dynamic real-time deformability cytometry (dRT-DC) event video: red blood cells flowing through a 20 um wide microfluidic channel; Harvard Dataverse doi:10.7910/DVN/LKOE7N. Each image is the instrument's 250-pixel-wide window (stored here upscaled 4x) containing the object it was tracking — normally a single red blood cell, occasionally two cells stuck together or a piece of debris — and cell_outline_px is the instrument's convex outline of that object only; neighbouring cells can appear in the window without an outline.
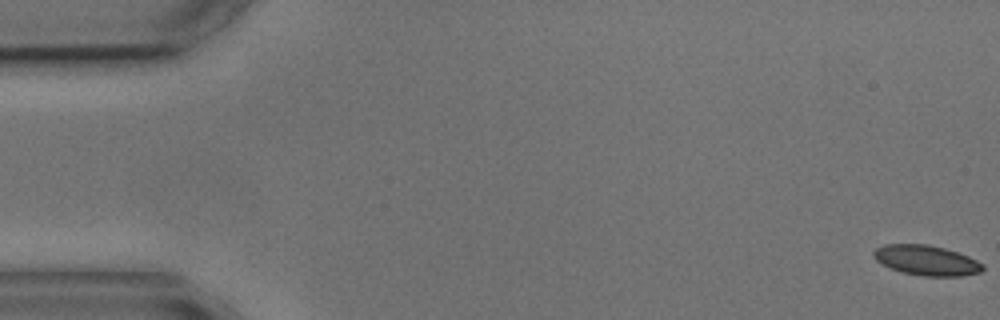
{"species": "common noctule bat (a hibernating species)", "species_latin": "Nyctalus noctula", "temperature_condition": "cold", "stored_images_in_passage": 7, "camera_frame_rate_fps": 3000, "um_per_image_px": 0.085, "animal": {"sex": "male", "body_mass_g": 17.9, "forearm_length_mm": 54.2}, "frame": {"image": 1, "passage_image": 1, "time_ms": 0.0, "image_size_px": [1000, 320], "cell_outline_px": [[984, 268], [980, 272], [960, 276], [924, 276], [904, 272], [892, 268], [876, 260], [872, 256], [872, 252], [876, 248], [884, 244], [928, 244], [944, 248], [968, 256], [984, 264]], "centroid_in_image_um": [78.74, 22.12], "position_along_channel_um": 6.3, "area_um2": 18.96}}
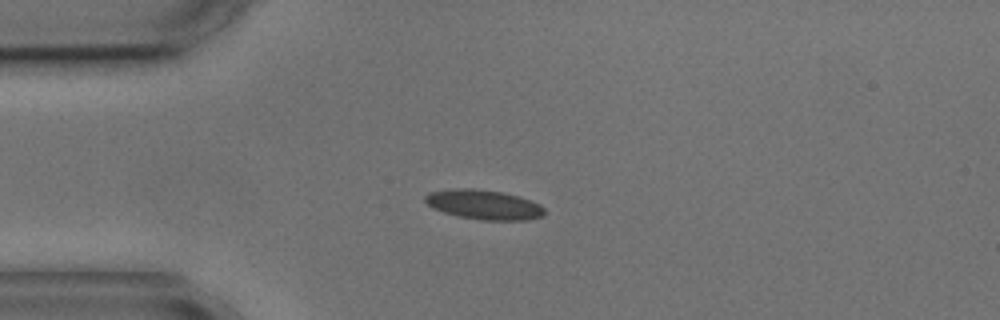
{"frame": {"image": 2, "passage_image": 4, "time_ms": 4.333, "image_size_px": [1000, 320], "cell_outline_px": [[544, 216], [528, 220], [480, 220], [460, 216], [444, 212], [432, 208], [424, 200], [424, 196], [428, 192], [452, 188], [472, 188], [504, 192], [520, 196], [540, 204], [544, 208]], "centroid_in_image_um": [41.13, 17.38], "position_along_channel_um": 43.9, "area_um2": 20.81}}
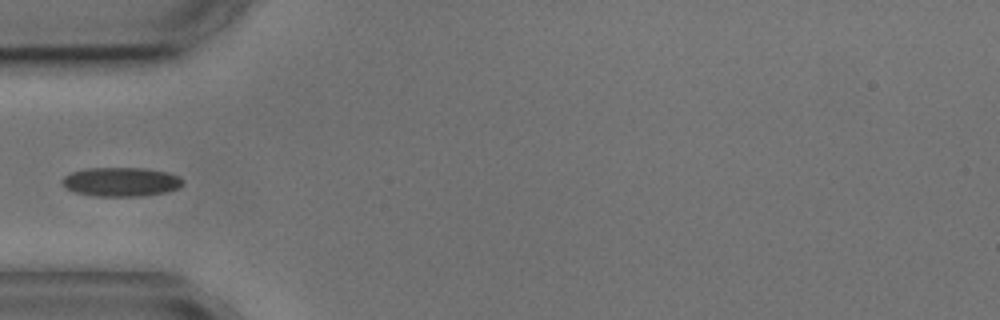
{"frame": {"image": 3, "passage_image": 5, "time_ms": 5.667, "image_size_px": [1000, 320], "cell_outline_px": [[184, 184], [180, 188], [164, 192], [140, 196], [96, 196], [76, 192], [68, 188], [60, 180], [64, 176], [72, 172], [88, 168], [144, 168], [168, 172], [180, 176], [184, 180]], "centroid_in_image_um": [10.34, 15.45], "position_along_channel_um": 74.7, "area_um2": 20.4}}